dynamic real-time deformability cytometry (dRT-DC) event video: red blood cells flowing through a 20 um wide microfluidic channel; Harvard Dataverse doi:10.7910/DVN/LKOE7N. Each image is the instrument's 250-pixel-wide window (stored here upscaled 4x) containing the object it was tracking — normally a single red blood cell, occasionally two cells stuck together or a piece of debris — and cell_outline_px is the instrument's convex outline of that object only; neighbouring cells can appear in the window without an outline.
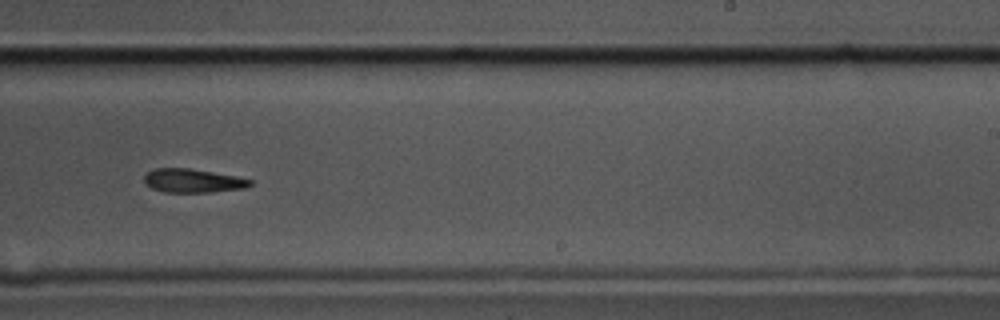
{"species": "common noctule bat (a hibernating species)", "species_latin": "Nyctalus noctula", "temperature_condition": "cold", "stored_images_in_passage": 11, "camera_frame_rate_fps": 3000, "um_per_image_px": 0.085, "animal": {"sex": "male", "body_mass_g": 17.5, "forearm_length_mm": 52.3}, "frame": {"image": 1, "passage_image": 10, "time_ms": 3.0, "image_size_px": [1000, 320], "cell_outline_px": [[252, 184], [244, 188], [212, 192], [164, 192], [152, 188], [144, 184], [144, 176], [148, 172], [156, 168], [188, 168], [236, 176], [252, 180]], "centroid_in_image_um": [16.37, 15.36], "position_along_channel_um": 272.6, "area_um2": 14.57}}